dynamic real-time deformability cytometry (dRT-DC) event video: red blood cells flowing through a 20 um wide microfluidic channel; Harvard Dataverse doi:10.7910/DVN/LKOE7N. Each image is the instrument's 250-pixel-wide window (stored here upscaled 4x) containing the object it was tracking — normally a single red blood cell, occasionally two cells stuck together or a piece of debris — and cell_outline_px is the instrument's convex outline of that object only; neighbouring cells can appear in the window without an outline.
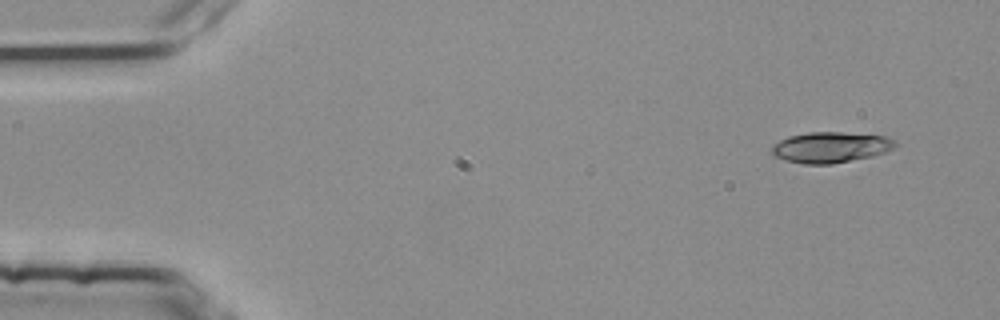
{"species": "common noctule bat (a hibernating species)", "species_latin": "Nyctalus noctula", "temperature_condition": "room temperature", "stored_images_in_passage": 4, "camera_frame_rate_fps": 3000, "um_per_image_px": 0.085, "animal": {"sex": "female", "body_mass_g": 25.1}, "frame": {"image": 1, "passage_image": 1, "time_ms": 0.0, "image_size_px": [1000, 320], "cell_outline_px": [[900, 144], [896, 148], [872, 156], [832, 164], [804, 164], [788, 160], [776, 156], [772, 152], [772, 144], [788, 136], [808, 132], [840, 132], [884, 136]], "centroid_in_image_um": [70.62, 12.51], "position_along_channel_um": 14.4, "area_um2": 22.02}}
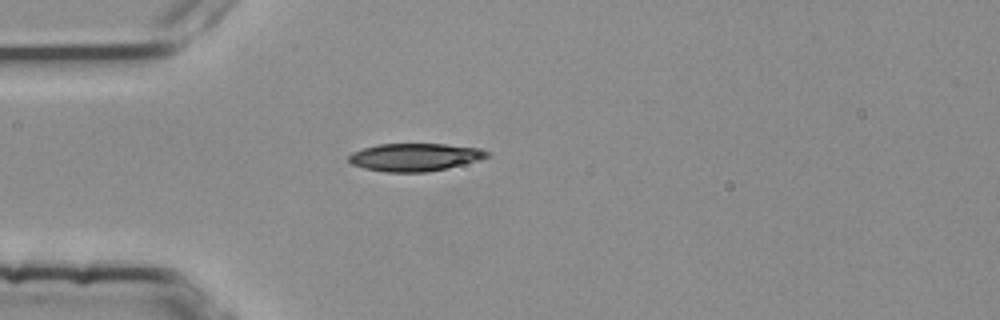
{"frame": {"image": 2, "passage_image": 4, "time_ms": 1.0, "image_size_px": [1000, 320], "cell_outline_px": [[488, 156], [476, 160], [448, 168], [424, 172], [384, 172], [364, 168], [352, 164], [348, 160], [348, 156], [352, 152], [364, 148], [380, 144], [444, 144], [480, 148], [488, 152]], "centroid_in_image_um": [35.21, 13.36], "position_along_channel_um": 49.8, "area_um2": 22.14}}